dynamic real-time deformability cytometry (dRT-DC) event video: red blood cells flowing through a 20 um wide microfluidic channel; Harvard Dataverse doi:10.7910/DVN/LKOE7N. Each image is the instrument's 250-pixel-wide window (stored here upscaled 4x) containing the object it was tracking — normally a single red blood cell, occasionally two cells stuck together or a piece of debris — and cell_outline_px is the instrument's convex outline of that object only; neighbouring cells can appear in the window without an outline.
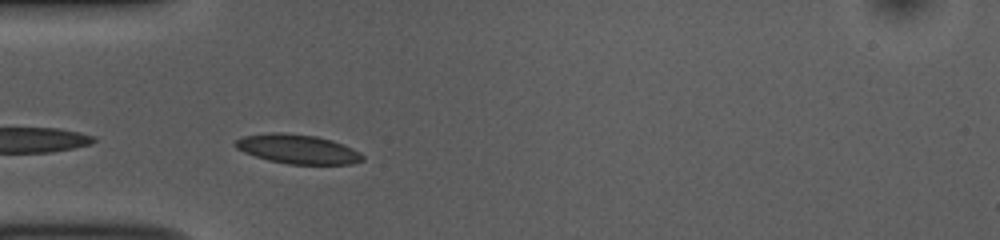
{"species": "common noctule bat (a hibernating species)", "species_latin": "Nyctalus noctula", "temperature_condition": "room temperature", "stored_images_in_passage": 6, "camera_frame_rate_fps": 3000, "um_per_image_px": 0.085, "animal": {"sex": "female", "body_mass_g": 10.0, "forearm_length_mm": 53.1}, "frame": {"image": 1, "passage_image": 2, "time_ms": 0.333, "image_size_px": [1000, 240], "cell_outline_px": [[364, 160], [352, 164], [288, 164], [268, 160], [244, 152], [236, 148], [232, 144], [236, 140], [244, 136], [272, 132], [284, 132], [316, 136], [332, 140], [344, 144], [360, 152], [364, 156]], "centroid_in_image_um": [25.31, 12.67], "position_along_channel_um": 59.7, "area_um2": 21.79}}